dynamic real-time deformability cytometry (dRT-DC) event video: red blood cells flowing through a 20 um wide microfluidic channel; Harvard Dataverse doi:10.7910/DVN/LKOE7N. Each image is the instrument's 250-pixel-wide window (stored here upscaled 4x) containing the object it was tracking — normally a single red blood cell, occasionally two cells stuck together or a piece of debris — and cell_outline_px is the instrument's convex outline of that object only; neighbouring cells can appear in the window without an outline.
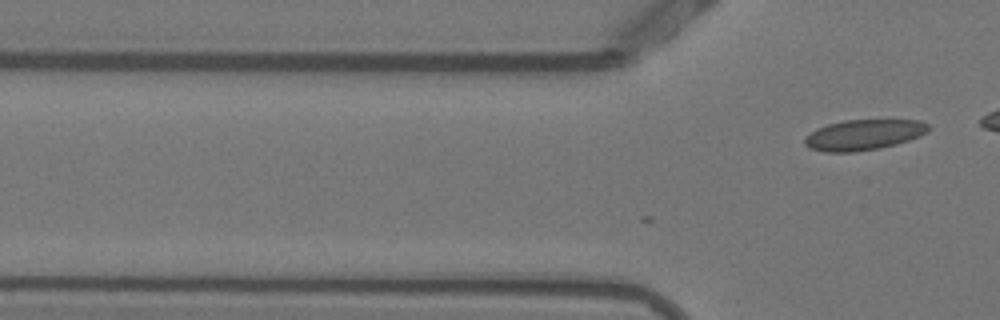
{"species": "Egyptian fruit bat (a non-hibernating species)", "species_latin": "Rousettus aegyptiacus", "temperature_condition": "warm", "stored_images_in_passage": 2, "camera_frame_rate_fps": 3000, "um_per_image_px": 0.085, "animal": {"sex": "female"}, "frame": {"image": 1, "passage_image": 2, "time_ms": 0.333, "image_size_px": [1000, 320], "cell_outline_px": [[932, 128], [928, 132], [920, 136], [896, 144], [880, 148], [856, 152], [824, 152], [808, 148], [804, 144], [804, 136], [816, 128], [828, 124], [844, 120], [920, 120], [928, 124]], "centroid_in_image_um": [73.4, 11.46], "position_along_channel_um": 52.4, "area_um2": 22.31}}